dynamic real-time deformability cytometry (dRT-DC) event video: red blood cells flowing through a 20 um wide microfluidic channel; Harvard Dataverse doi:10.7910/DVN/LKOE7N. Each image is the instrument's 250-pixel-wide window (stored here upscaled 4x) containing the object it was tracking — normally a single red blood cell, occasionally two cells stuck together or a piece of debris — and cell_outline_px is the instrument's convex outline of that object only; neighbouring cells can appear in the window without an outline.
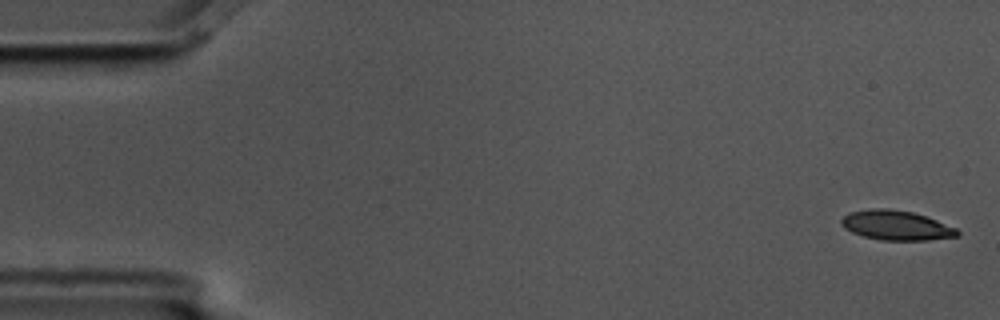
{"species": "common noctule bat (a hibernating species)", "species_latin": "Nyctalus noctula", "temperature_condition": "cold", "stored_images_in_passage": 5, "camera_frame_rate_fps": 3000, "um_per_image_px": 0.085, "animal": {"sex": "male", "body_mass_g": 17.5, "forearm_length_mm": 52.3}, "frame": {"image": 1, "passage_image": 1, "time_ms": 0.0, "image_size_px": [1000, 320], "cell_outline_px": [[960, 236], [928, 240], [880, 240], [864, 236], [852, 232], [844, 228], [840, 224], [840, 220], [848, 212], [872, 208], [888, 208], [912, 212], [936, 220], [956, 228], [960, 232]], "centroid_in_image_um": [76.16, 19.15], "position_along_channel_um": 8.8, "area_um2": 20.06}}
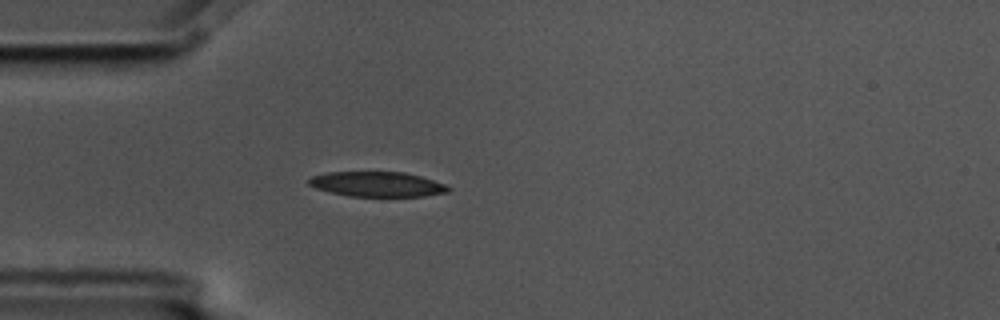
{"frame": {"image": 2, "passage_image": 5, "time_ms": 1.333, "image_size_px": [1000, 320], "cell_outline_px": [[452, 188], [448, 192], [424, 196], [348, 196], [316, 188], [308, 184], [308, 180], [312, 176], [328, 172], [404, 172], [420, 176], [444, 184]], "centroid_in_image_um": [32.06, 15.65], "position_along_channel_um": 52.9, "area_um2": 20.11}}